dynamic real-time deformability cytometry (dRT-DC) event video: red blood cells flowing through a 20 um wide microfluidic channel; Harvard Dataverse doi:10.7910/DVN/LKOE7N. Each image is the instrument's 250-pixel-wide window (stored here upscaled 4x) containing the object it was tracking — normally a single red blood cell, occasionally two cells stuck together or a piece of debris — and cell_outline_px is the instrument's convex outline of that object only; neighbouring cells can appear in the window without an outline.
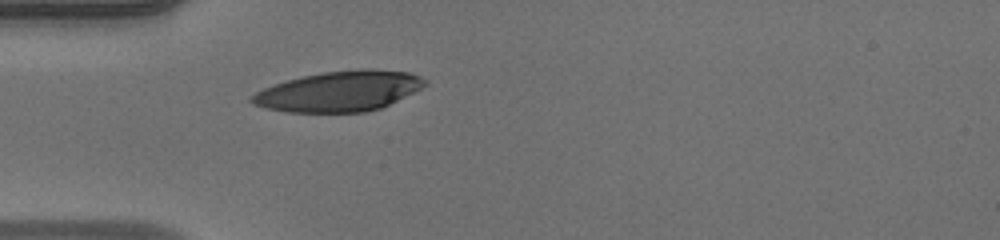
{"species": "human", "species_latin": "Homo sapiens", "temperature_condition": "warm", "stored_images_in_passage": 29, "camera_frame_rate_fps": 3000, "um_per_image_px": 0.085, "donor": {"sex": "male"}, "frame": {"image": 1, "passage_image": 1, "time_ms": 0.0, "image_size_px": [1000, 240], "cell_outline_px": [[428, 84], [380, 108], [364, 112], [284, 112], [264, 108], [252, 104], [248, 100], [256, 92], [264, 88], [288, 80], [304, 76], [324, 72], [364, 68], [368, 68], [408, 72], [420, 76], [428, 80]], "centroid_in_image_um": [28.82, 7.75], "position_along_channel_um": 56.2, "area_um2": 40.4}}
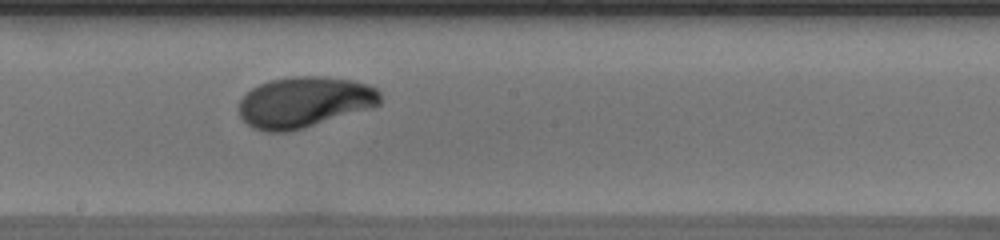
{"frame": {"image": 2, "passage_image": 14, "time_ms": 4.333, "image_size_px": [1000, 240], "cell_outline_px": [[380, 104], [372, 108], [304, 128], [288, 132], [268, 132], [252, 128], [240, 116], [240, 100], [252, 88], [260, 84], [272, 80], [288, 76], [324, 76], [352, 80], [368, 84], [376, 88], [380, 92]], "centroid_in_image_um": [25.89, 8.68], "position_along_channel_um": 222.3, "area_um2": 41.96}}
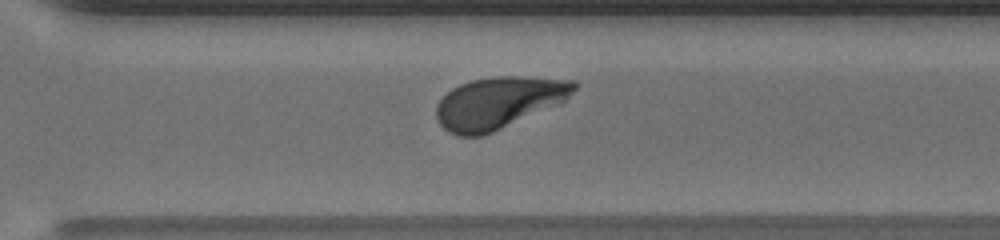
{"frame": {"image": 3, "passage_image": 22, "time_ms": 7.0, "image_size_px": [1000, 240], "cell_outline_px": [[580, 84], [560, 104], [492, 132], [480, 136], [456, 136], [448, 132], [440, 124], [436, 116], [436, 104], [452, 88], [460, 84], [472, 80], [496, 76], [516, 76], [576, 80]], "centroid_in_image_um": [42.39, 8.72], "position_along_channel_um": 328.2, "area_um2": 41.5}, "authors_computed_cell_mechanics": {"area_um2": 41.5004, "velocity_mm_per_s": 3.9709, "shape_relaxation_time_tau1_ms": 2.897, "shape_relaxation_time_tau2_ms": null, "deformation_change_tau1": 0.1914, "deformation_change_tau2": null}}